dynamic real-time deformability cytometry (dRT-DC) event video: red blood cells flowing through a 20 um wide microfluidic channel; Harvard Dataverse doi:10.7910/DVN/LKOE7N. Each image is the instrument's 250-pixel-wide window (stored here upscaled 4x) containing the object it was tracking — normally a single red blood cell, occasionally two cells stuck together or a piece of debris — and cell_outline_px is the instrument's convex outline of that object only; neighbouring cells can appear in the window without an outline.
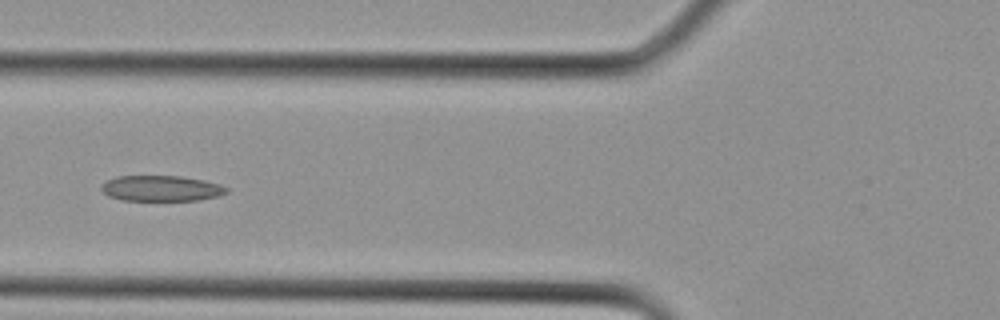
{"species": "Egyptian fruit bat (a non-hibernating species)", "species_latin": "Rousettus aegyptiacus", "temperature_condition": "cold", "stored_images_in_passage": 7, "camera_frame_rate_fps": 3000, "um_per_image_px": 0.085, "animal": {"sex": "female"}, "frame": {"image": 1, "passage_image": 4, "time_ms": 1.0, "image_size_px": [1000, 320], "cell_outline_px": [[228, 192], [220, 196], [196, 200], [124, 200], [108, 196], [100, 188], [100, 184], [116, 176], [180, 176], [204, 180], [220, 184], [228, 188]], "centroid_in_image_um": [13.71, 16.0], "position_along_channel_um": 112.1, "area_um2": 18.73}}
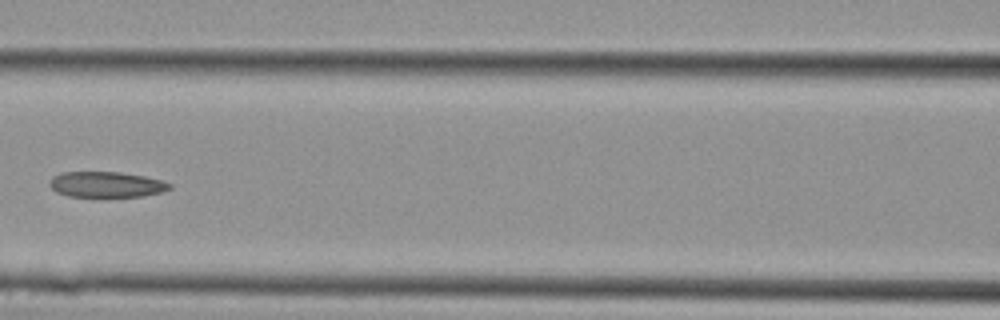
{"frame": {"image": 2, "passage_image": 6, "time_ms": 1.667, "image_size_px": [1000, 320], "cell_outline_px": [[172, 188], [160, 192], [144, 196], [68, 196], [56, 192], [48, 184], [48, 180], [52, 176], [64, 172], [120, 172], [144, 176], [160, 180], [172, 184]], "centroid_in_image_um": [9.01, 15.67], "position_along_channel_um": 157.6, "area_um2": 17.86}}